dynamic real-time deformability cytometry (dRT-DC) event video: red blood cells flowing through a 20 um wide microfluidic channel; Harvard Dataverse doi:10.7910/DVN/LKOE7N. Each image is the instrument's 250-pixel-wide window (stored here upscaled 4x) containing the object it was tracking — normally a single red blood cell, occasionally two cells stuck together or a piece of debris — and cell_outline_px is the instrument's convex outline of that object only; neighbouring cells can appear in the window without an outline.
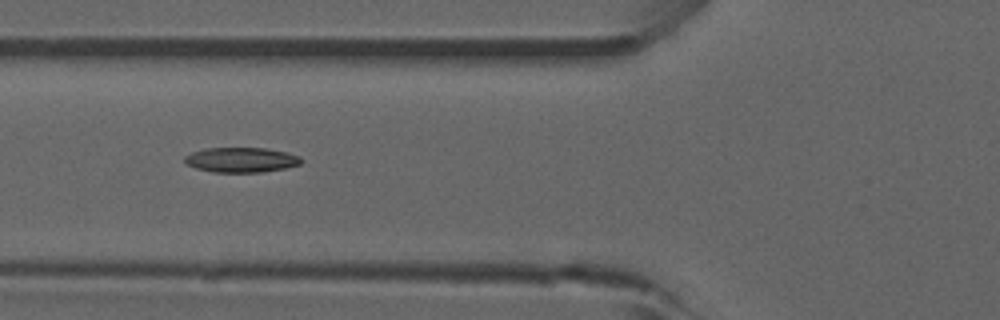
{"species": "common noctule bat (a hibernating species)", "species_latin": "Nyctalus noctula", "temperature_condition": "room temperature", "stored_images_in_passage": 38, "camera_frame_rate_fps": 3000, "um_per_image_px": 0.085, "animal": {"sex": "male", "forearm_length_mm": 52.5}, "frame": {"image": 1, "passage_image": 6, "time_ms": 1.667, "image_size_px": [1000, 320], "cell_outline_px": [[304, 160], [300, 164], [284, 168], [264, 172], [212, 172], [196, 168], [188, 164], [184, 160], [184, 156], [192, 152], [204, 148], [264, 148], [284, 152], [300, 156]], "centroid_in_image_um": [20.5, 13.59], "position_along_channel_um": 105.3, "area_um2": 16.88}}